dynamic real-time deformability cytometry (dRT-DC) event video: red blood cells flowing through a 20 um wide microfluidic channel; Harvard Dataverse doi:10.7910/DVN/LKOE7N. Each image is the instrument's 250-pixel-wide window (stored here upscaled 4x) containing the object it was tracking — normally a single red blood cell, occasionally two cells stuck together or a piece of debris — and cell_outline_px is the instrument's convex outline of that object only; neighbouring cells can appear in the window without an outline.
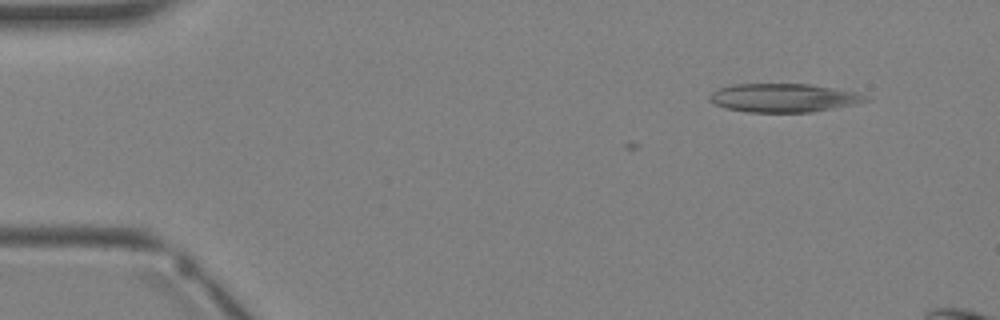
{"species": "Egyptian fruit bat (a non-hibernating species)", "species_latin": "Rousettus aegyptiacus", "temperature_condition": "warm", "stored_images_in_passage": 3, "camera_frame_rate_fps": 3000, "um_per_image_px": 0.085, "animal": {"sex": "female"}, "frame": {"image": 1, "passage_image": 1, "time_ms": 0.0, "image_size_px": [1000, 320], "cell_outline_px": [[868, 100], [852, 104], [812, 112], [748, 112], [724, 108], [708, 100], [708, 96], [712, 92], [720, 88], [732, 84], [808, 84], [856, 92], [864, 96]], "centroid_in_image_um": [66.51, 8.32], "position_along_channel_um": 18.5, "area_um2": 25.61}}